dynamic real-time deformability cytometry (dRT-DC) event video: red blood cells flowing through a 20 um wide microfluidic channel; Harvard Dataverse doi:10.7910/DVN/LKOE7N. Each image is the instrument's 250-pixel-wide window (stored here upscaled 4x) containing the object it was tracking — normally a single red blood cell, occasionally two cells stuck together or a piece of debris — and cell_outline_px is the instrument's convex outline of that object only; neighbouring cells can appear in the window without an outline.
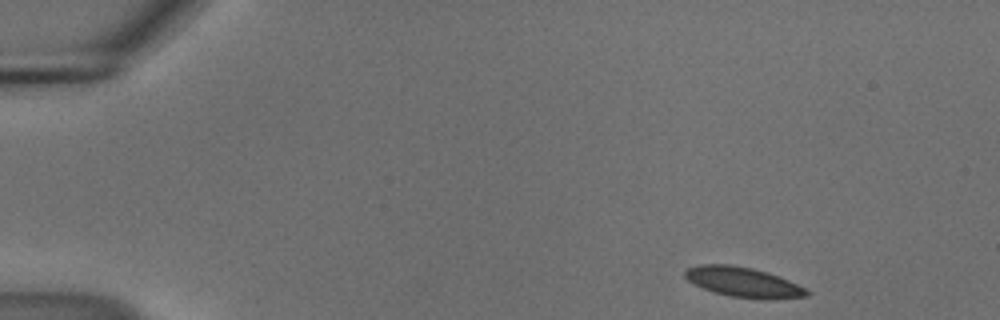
{"species": "common noctule bat (a hibernating species)", "species_latin": "Nyctalus noctula", "temperature_condition": "cold", "stored_images_in_passage": 50, "segment_of_instrument_passage": [1, 2], "camera_frame_rate_fps": 3000, "um_per_image_px": 0.085, "animal": {"sex": "male", "body_mass_g": 18.8}, "frame": {"image": 1, "passage_image": 1, "time_ms": 0.0, "image_size_px": [1000, 320], "cell_outline_px": [[812, 292], [808, 296], [728, 296], [704, 288], [688, 280], [684, 276], [684, 272], [688, 268], [700, 264], [728, 264], [752, 268], [768, 272], [788, 280]], "centroid_in_image_um": [63.08, 23.91], "position_along_channel_um": 21.9, "area_um2": 20.0}}
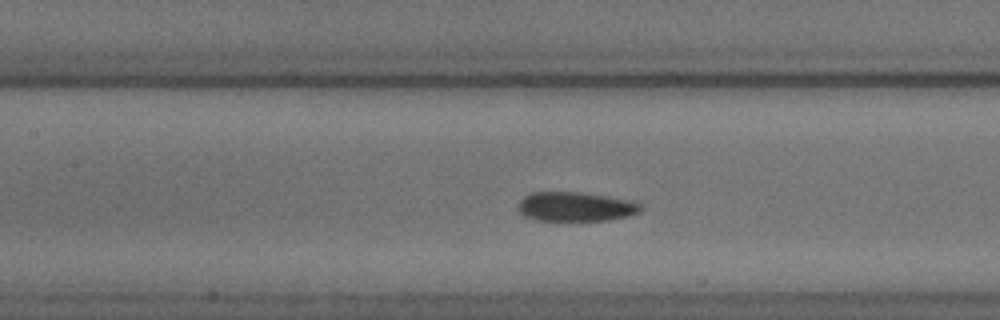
{"frame": {"image": 2, "passage_image": 20, "time_ms": 6.333, "image_size_px": [1000, 320], "cell_outline_px": [[644, 208], [640, 212], [628, 216], [608, 220], [536, 220], [524, 216], [516, 208], [520, 200], [524, 196], [532, 192], [584, 192], [636, 200]], "centroid_in_image_um": [48.97, 17.55], "position_along_channel_um": 158.4, "area_um2": 21.33}}
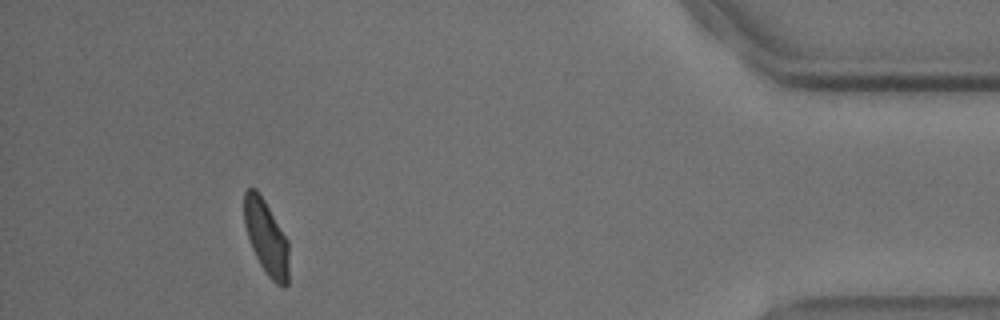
{"frame": {"image": 3, "passage_image": 45, "time_ms": 14.667, "image_size_px": [1000, 320], "cell_outline_px": [[288, 284], [284, 288], [276, 284], [268, 276], [260, 264], [252, 248], [244, 224], [244, 192], [248, 188], [256, 188], [264, 200], [288, 240]], "centroid_in_image_um": [22.63, 20.19], "position_along_channel_um": 412.6, "area_um2": 19.31}}